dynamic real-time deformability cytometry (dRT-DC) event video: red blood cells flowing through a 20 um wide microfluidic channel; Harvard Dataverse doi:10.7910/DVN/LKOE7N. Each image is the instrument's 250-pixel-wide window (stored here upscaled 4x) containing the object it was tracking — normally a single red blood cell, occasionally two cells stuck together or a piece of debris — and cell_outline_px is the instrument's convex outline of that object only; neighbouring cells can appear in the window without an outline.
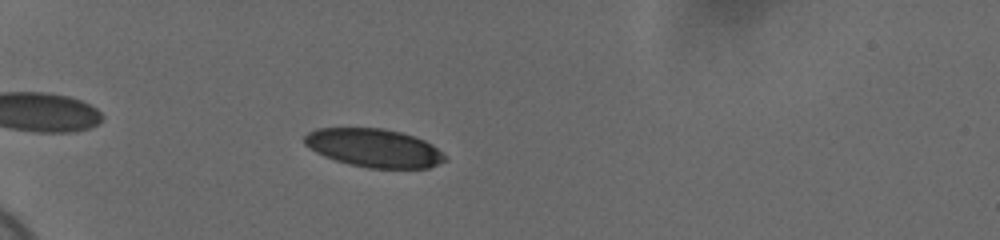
{"species": "human", "species_latin": "Homo sapiens", "temperature_condition": "cold", "stored_images_in_passage": 43, "camera_frame_rate_fps": 3000, "um_per_image_px": 0.085, "donor": {"sex": "female"}, "frame": {"image": 1, "passage_image": 8, "time_ms": 2.333, "image_size_px": [1000, 240], "cell_outline_px": [[448, 160], [428, 168], [368, 168], [348, 164], [324, 156], [316, 152], [304, 144], [304, 136], [308, 132], [316, 128], [384, 128], [400, 132], [424, 140], [432, 144], [448, 156]], "centroid_in_image_um": [31.81, 12.58], "position_along_channel_um": 53.2, "area_um2": 31.56}}
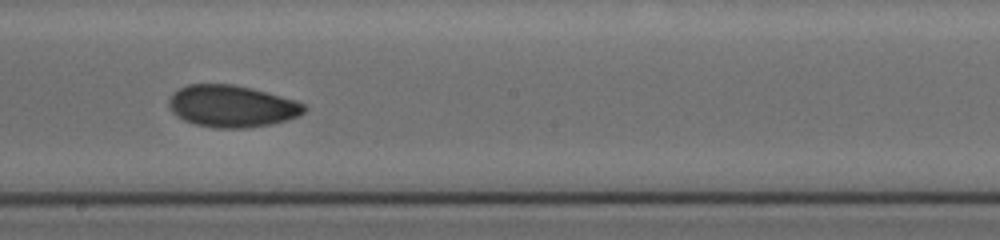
{"frame": {"image": 2, "passage_image": 25, "time_ms": 8.0, "image_size_px": [1000, 240], "cell_outline_px": [[308, 108], [300, 116], [288, 120], [272, 124], [248, 128], [216, 128], [196, 124], [184, 120], [176, 116], [172, 112], [168, 104], [168, 100], [172, 92], [188, 84], [232, 84], [252, 88], [296, 100], [304, 104]], "centroid_in_image_um": [19.72, 9.03], "position_along_channel_um": 228.5, "area_um2": 33.35}}
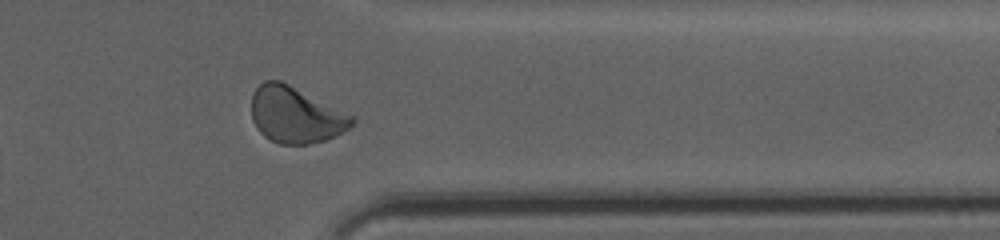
{"frame": {"image": 3, "passage_image": 38, "time_ms": 12.333, "image_size_px": [1000, 240], "cell_outline_px": [[356, 120], [348, 128], [324, 140], [308, 144], [280, 144], [264, 136], [256, 128], [252, 120], [252, 96], [256, 88], [264, 80], [280, 80], [356, 116]], "centroid_in_image_um": [25.12, 9.76], "position_along_channel_um": 386.3, "area_um2": 32.77}, "authors_computed_cell_mechanics": {"area_um2": 32.079, "velocity_mm_per_s": 3.6804, "shape_relaxation_time_tau1_ms": 5.9058, "shape_relaxation_time_tau2_ms": 3.1562, "deformation_change_tau1": 0.1352, "deformation_change_tau2": 0.0731}}